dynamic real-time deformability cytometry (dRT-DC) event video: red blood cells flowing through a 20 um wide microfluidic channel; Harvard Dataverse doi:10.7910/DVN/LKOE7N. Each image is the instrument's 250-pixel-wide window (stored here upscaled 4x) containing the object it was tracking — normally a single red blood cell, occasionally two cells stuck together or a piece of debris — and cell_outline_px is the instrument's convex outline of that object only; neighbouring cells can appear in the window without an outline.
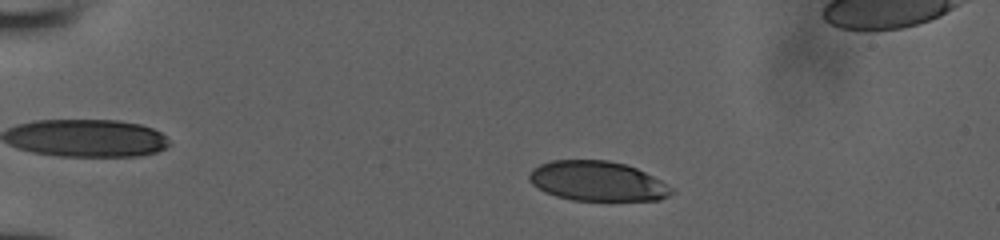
{"species": "human", "species_latin": "Homo sapiens", "temperature_condition": "room temperature", "stored_images_in_passage": 48, "camera_frame_rate_fps": 3000, "um_per_image_px": 0.085, "donor": {"sex": "male"}, "frame": {"image": 1, "passage_image": 8, "time_ms": 2.333, "image_size_px": [1000, 240], "cell_outline_px": [[676, 192], [660, 200], [572, 200], [556, 196], [544, 192], [532, 184], [528, 180], [528, 176], [532, 168], [540, 164], [552, 160], [608, 160], [624, 164], [636, 168], [660, 180], [672, 188]], "centroid_in_image_um": [50.75, 15.4], "position_along_channel_um": 34.2, "area_um2": 33.0}}
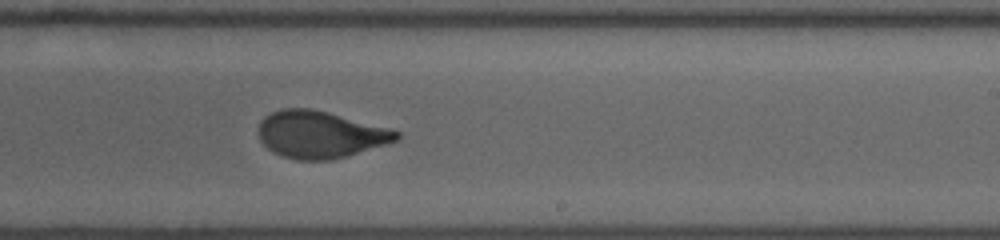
{"frame": {"image": 2, "passage_image": 30, "time_ms": 9.667, "image_size_px": [1000, 240], "cell_outline_px": [[400, 136], [396, 140], [388, 144], [348, 156], [332, 160], [296, 160], [272, 152], [260, 140], [260, 120], [264, 116], [280, 108], [312, 108], [392, 128], [400, 132]], "centroid_in_image_um": [27.25, 11.43], "position_along_channel_um": 261.8, "area_um2": 38.09}}
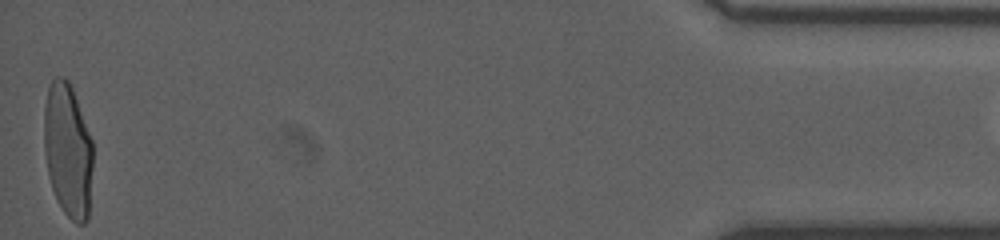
{"frame": {"image": 3, "passage_image": 48, "time_ms": 15.667, "image_size_px": [1000, 240], "cell_outline_px": [[92, 168], [88, 220], [84, 224], [76, 224], [64, 212], [56, 200], [48, 176], [44, 152], [44, 108], [48, 88], [52, 80], [56, 76], [64, 76], [68, 80], [72, 88], [92, 140]], "centroid_in_image_um": [5.76, 12.79], "position_along_channel_um": 429.4, "area_um2": 38.32}}